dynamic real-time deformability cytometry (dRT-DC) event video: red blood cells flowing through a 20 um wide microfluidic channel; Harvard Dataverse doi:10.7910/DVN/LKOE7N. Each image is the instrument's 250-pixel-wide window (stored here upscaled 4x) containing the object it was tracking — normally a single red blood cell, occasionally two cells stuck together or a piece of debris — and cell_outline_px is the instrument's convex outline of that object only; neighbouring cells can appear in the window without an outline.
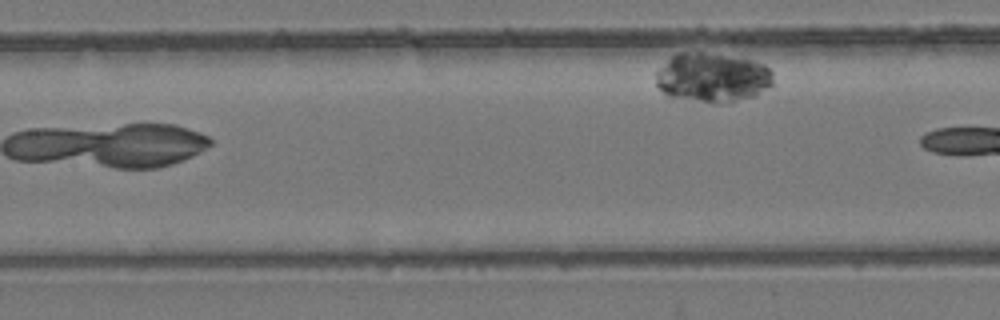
{"species": "common noctule bat (a hibernating species)", "species_latin": "Nyctalus noctula", "temperature_condition": "room temperature", "stored_images_in_passage": 6, "camera_frame_rate_fps": 3000, "um_per_image_px": 0.085, "animal": {"sex": "female", "body_mass_g": 24.6, "forearm_length_mm": 56.2}, "frame": {"image": 1, "passage_image": 4, "time_ms": 3.333, "image_size_px": [1000, 320], "cell_outline_px": [[772, 84], [756, 96], [732, 100], [700, 100], [668, 96], [656, 84], [656, 72], [672, 56], [680, 52], [696, 48], [744, 56], [764, 64], [772, 72]], "centroid_in_image_um": [60.57, 6.46], "position_along_channel_um": 146.8, "area_um2": 34.04}}